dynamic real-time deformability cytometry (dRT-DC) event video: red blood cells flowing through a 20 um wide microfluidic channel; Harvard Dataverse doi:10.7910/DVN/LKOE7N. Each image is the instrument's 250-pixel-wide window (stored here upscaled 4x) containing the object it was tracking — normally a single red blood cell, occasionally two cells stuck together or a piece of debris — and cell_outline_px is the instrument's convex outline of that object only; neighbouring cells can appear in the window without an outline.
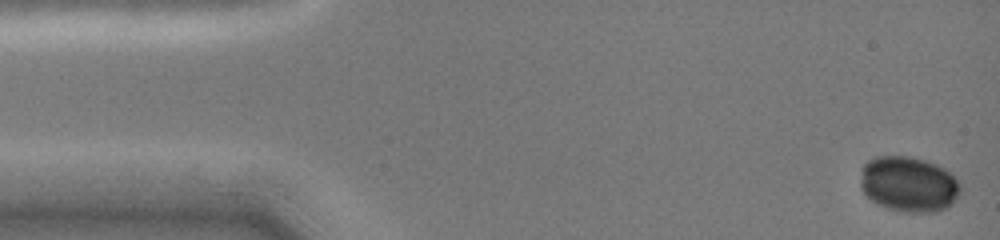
{"species": "common noctule bat (a hibernating species)", "species_latin": "Nyctalus noctula", "temperature_condition": "cold", "stored_images_in_passage": 44, "camera_frame_rate_fps": 3000, "um_per_image_px": 0.085, "animal": {"sex": "female", "body_mass_g": 19.0, "forearm_length_mm": 51.5}, "frame": {"image": 1, "passage_image": 1, "time_ms": 0.0, "image_size_px": [1000, 240], "cell_outline_px": [[964, 188], [948, 208], [936, 212], [904, 212], [888, 208], [876, 204], [860, 188], [860, 180], [864, 164], [868, 160], [876, 156], [908, 156], [924, 160], [936, 164], [944, 168], [956, 176]], "centroid_in_image_um": [77.28, 15.66], "position_along_channel_um": 7.7, "area_um2": 32.71}}
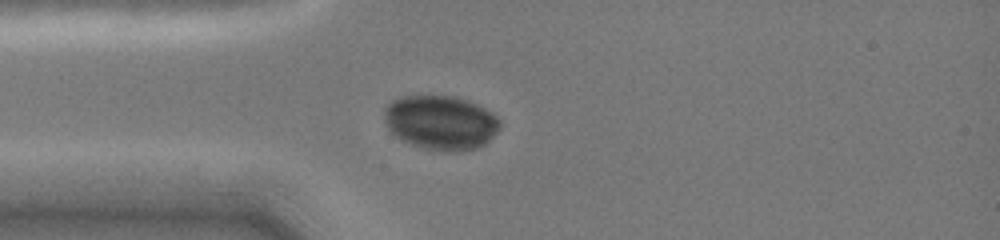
{"frame": {"image": 2, "passage_image": 12, "time_ms": 3.667, "image_size_px": [1000, 240], "cell_outline_px": [[500, 128], [484, 144], [476, 148], [456, 152], [440, 152], [412, 144], [396, 136], [388, 128], [384, 120], [384, 108], [392, 100], [400, 96], [452, 96], [468, 100], [492, 112], [500, 120]], "centroid_in_image_um": [37.46, 10.41], "position_along_channel_um": 47.5, "area_um2": 36.59}}
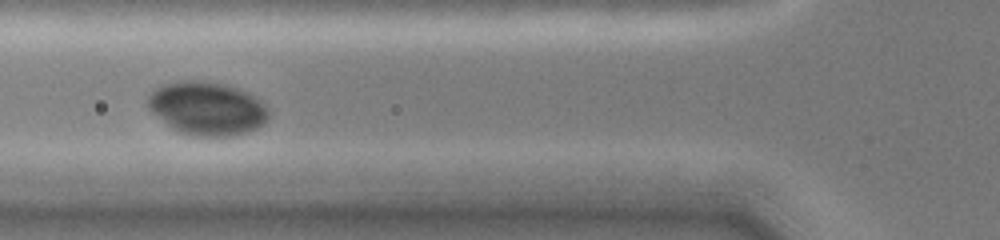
{"frame": {"image": 3, "passage_image": 17, "time_ms": 5.333, "image_size_px": [1000, 240], "cell_outline_px": [[268, 116], [256, 128], [244, 132], [224, 136], [200, 136], [180, 132], [168, 124], [152, 112], [148, 108], [148, 96], [156, 88], [164, 84], [184, 80], [200, 80], [228, 84], [240, 88], [256, 96], [268, 108]], "centroid_in_image_um": [17.6, 9.17], "position_along_channel_um": 108.2, "area_um2": 37.17}}